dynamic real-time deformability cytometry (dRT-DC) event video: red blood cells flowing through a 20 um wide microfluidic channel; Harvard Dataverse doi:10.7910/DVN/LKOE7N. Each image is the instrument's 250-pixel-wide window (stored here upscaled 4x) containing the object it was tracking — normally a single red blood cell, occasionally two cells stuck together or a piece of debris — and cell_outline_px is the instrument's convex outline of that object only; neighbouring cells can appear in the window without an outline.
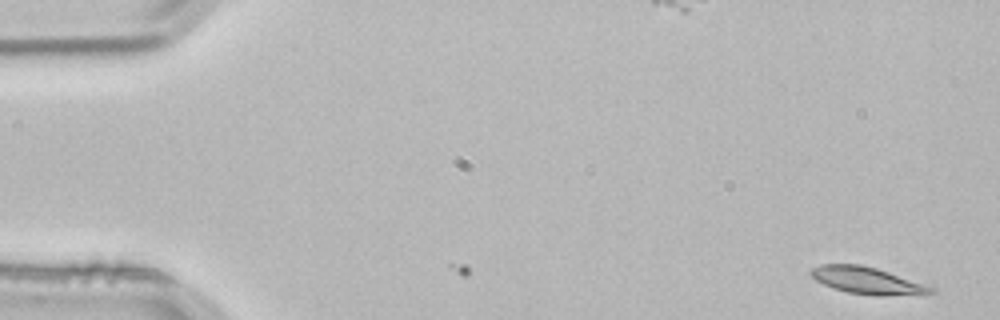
{"species": "common noctule bat (a hibernating species)", "species_latin": "Nyctalus noctula", "temperature_condition": "room temperature", "stored_images_in_passage": 53, "camera_frame_rate_fps": 3000, "um_per_image_px": 0.085, "animal": {"sex": "male", "body_mass_g": 21.5, "forearm_length_mm": 52.0}, "frame": {"image": 1, "passage_image": 1, "time_ms": 0.0, "image_size_px": [1000, 320], "cell_outline_px": [[936, 292], [924, 296], [876, 296], [848, 292], [832, 288], [816, 280], [808, 272], [812, 268], [820, 264], [860, 264], [876, 268], [936, 288]], "centroid_in_image_um": [73.78, 23.88], "position_along_channel_um": 11.2, "area_um2": 19.19}}
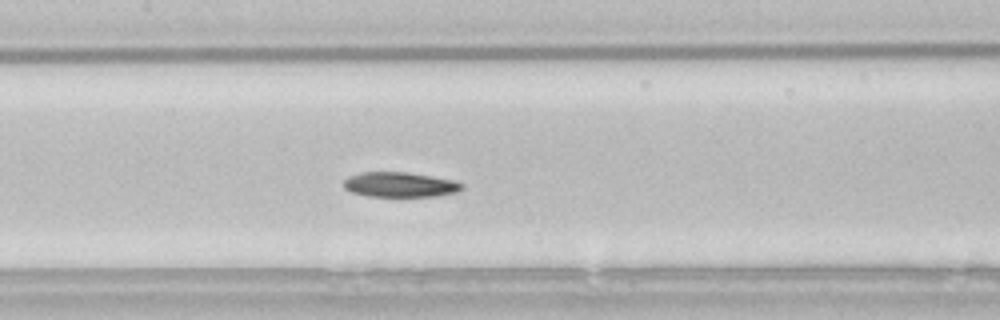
{"frame": {"image": 2, "passage_image": 24, "time_ms": 7.667, "image_size_px": [1000, 320], "cell_outline_px": [[464, 188], [456, 192], [436, 196], [364, 196], [352, 192], [344, 188], [344, 180], [348, 176], [360, 172], [408, 172], [432, 176], [452, 180], [464, 184]], "centroid_in_image_um": [33.98, 15.69], "position_along_channel_um": 173.4, "area_um2": 17.22}}
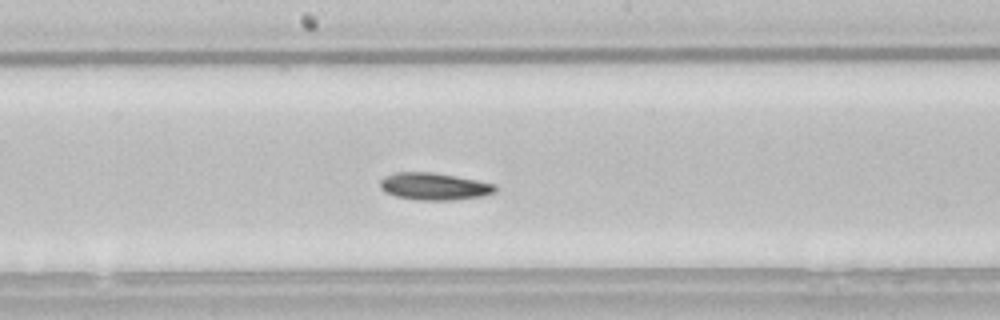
{"frame": {"image": 3, "passage_image": 27, "time_ms": 8.667, "image_size_px": [1000, 320], "cell_outline_px": [[496, 192], [484, 196], [452, 200], [416, 200], [396, 196], [384, 192], [380, 188], [380, 180], [384, 176], [396, 172], [432, 172], [456, 176], [496, 184]], "centroid_in_image_um": [36.89, 15.84], "position_along_channel_um": 211.3, "area_um2": 18.38}, "authors_computed_cell_mechanics": {"area_um2": 18.0336, "velocity_mm_per_s": 3.7933, "shape_relaxation_time_tau1_ms": 6.2903, "shape_relaxation_time_tau2_ms": null, "deformation_change_tau1": 0.1233, "deformation_change_tau2": null}}